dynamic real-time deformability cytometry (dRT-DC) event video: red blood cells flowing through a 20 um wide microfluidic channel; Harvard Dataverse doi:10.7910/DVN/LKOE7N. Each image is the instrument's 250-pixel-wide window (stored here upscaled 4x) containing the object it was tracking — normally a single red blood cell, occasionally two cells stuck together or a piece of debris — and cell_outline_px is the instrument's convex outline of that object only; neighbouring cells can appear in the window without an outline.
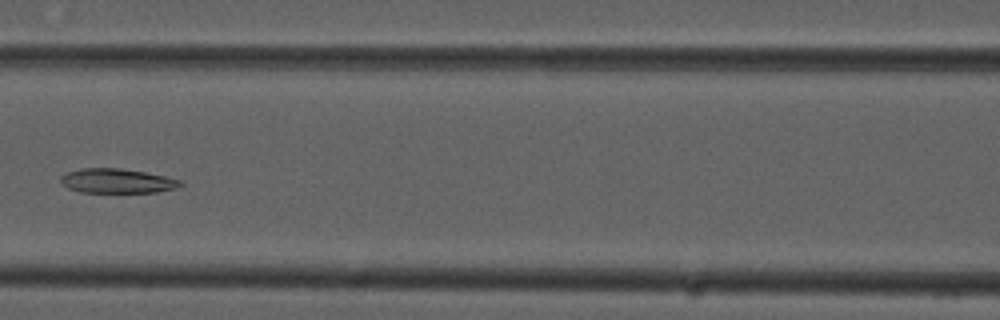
{"species": "common noctule bat (a hibernating species)", "species_latin": "Nyctalus noctula", "temperature_condition": "cold", "stored_images_in_passage": 6, "camera_frame_rate_fps": 3000, "um_per_image_px": 0.085, "animal": {"sex": "male", "forearm_length_mm": 52.5}, "frame": {"image": 1, "passage_image": 6, "time_ms": 1.667, "image_size_px": [1000, 320], "cell_outline_px": [[184, 184], [176, 188], [156, 192], [80, 192], [68, 188], [60, 184], [60, 176], [68, 172], [80, 168], [120, 168], [144, 172], [164, 176], [180, 180]], "centroid_in_image_um": [9.91, 15.38], "position_along_channel_um": 156.7, "area_um2": 17.05}}